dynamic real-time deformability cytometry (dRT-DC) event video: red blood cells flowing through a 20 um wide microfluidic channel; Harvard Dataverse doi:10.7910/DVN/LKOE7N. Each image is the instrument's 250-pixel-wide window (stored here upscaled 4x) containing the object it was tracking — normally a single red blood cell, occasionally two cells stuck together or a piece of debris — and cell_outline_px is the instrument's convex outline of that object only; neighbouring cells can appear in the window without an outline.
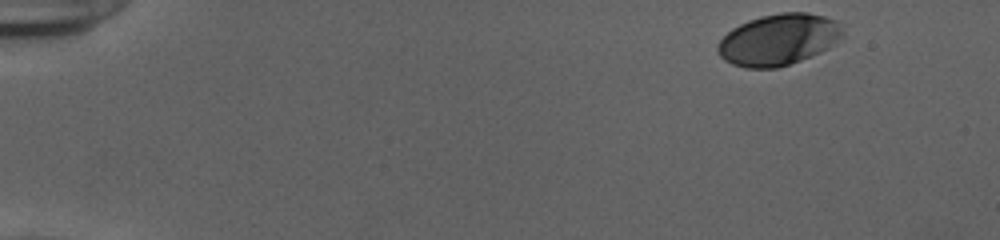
{"species": "human", "species_latin": "Homo sapiens", "temperature_condition": "cold", "stored_images_in_passage": 49, "camera_frame_rate_fps": 3000, "um_per_image_px": 0.085, "donor": {"sex": "female"}, "frame": {"image": 1, "passage_image": 1, "time_ms": 0.0, "image_size_px": [1000, 240], "cell_outline_px": [[844, 36], [828, 48], [820, 52], [800, 60], [776, 68], [744, 68], [732, 64], [724, 60], [720, 56], [716, 48], [716, 44], [732, 28], [748, 20], [760, 16], [780, 12], [808, 12], [824, 16], [836, 20], [840, 24], [844, 32]], "centroid_in_image_um": [66.17, 3.36], "position_along_channel_um": 18.8, "area_um2": 37.57}}
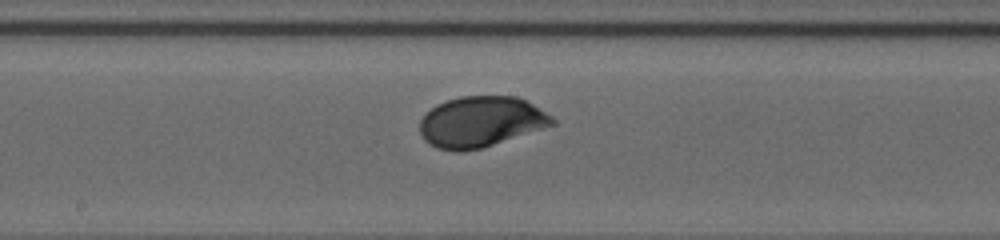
{"frame": {"image": 2, "passage_image": 26, "time_ms": 8.333, "image_size_px": [1000, 240], "cell_outline_px": [[556, 124], [544, 128], [480, 148], [464, 152], [460, 152], [436, 148], [424, 140], [420, 132], [420, 120], [436, 104], [460, 96], [516, 96], [532, 104], [552, 116], [556, 120]], "centroid_in_image_um": [40.86, 10.35], "position_along_channel_um": 207.3, "area_um2": 38.9}}
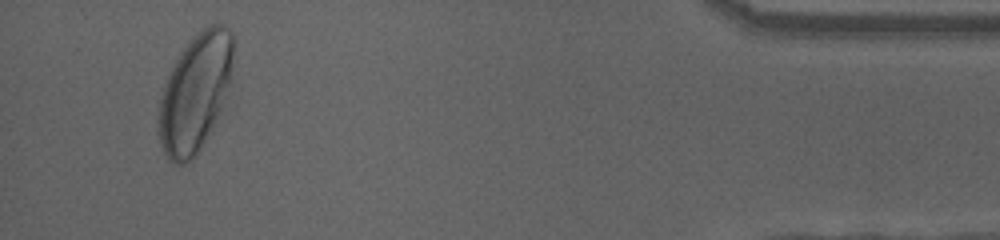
{"frame": {"image": 3, "passage_image": 47, "time_ms": 15.333, "image_size_px": [1000, 240], "cell_outline_px": [[236, 40], [232, 68], [224, 104], [204, 140], [196, 152], [184, 164], [176, 164], [168, 160], [160, 144], [156, 132], [156, 116], [164, 84], [176, 60], [184, 48], [208, 24], [224, 24], [232, 32]], "centroid_in_image_um": [16.58, 7.86], "position_along_channel_um": 418.6, "area_um2": 51.1}, "authors_computed_cell_mechanics": {"area_um2": 38.7838, "velocity_mm_per_s": 3.8616, "shape_relaxation_time_tau1_ms": 2.5563, "shape_relaxation_time_tau2_ms": null, "deformation_change_tau1": 0.1275, "deformation_change_tau2": null}}